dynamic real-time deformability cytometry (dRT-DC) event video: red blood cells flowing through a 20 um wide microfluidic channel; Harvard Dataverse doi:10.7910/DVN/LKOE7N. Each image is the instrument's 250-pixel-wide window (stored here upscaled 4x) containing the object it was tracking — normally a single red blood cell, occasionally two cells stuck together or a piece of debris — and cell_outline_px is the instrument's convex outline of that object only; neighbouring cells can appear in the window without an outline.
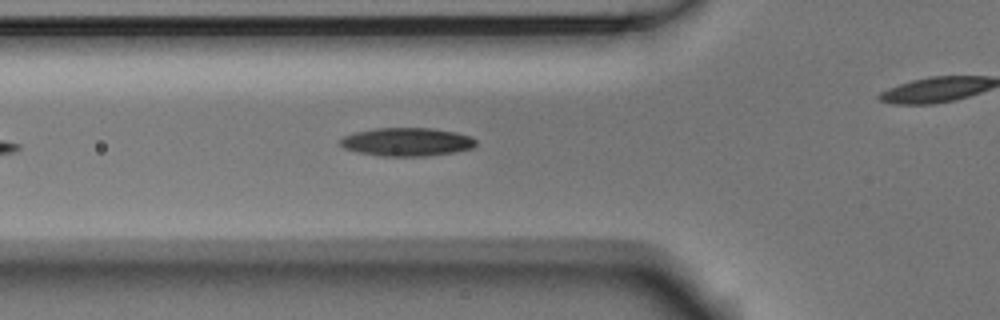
{"species": "Egyptian fruit bat (a non-hibernating species)", "species_latin": "Rousettus aegyptiacus", "temperature_condition": "room temperature", "stored_images_in_passage": 33, "camera_frame_rate_fps": 3000, "um_per_image_px": 0.085, "animal": {"sex": "male"}, "frame": {"image": 1, "passage_image": 6, "time_ms": 1.667, "image_size_px": [1000, 320], "cell_outline_px": [[476, 144], [472, 148], [452, 152], [428, 156], [380, 156], [356, 152], [344, 148], [340, 144], [340, 140], [344, 136], [356, 132], [376, 128], [432, 128], [456, 132], [472, 136], [476, 140]], "centroid_in_image_um": [34.59, 12.06], "position_along_channel_um": 91.2, "area_um2": 22.43}}
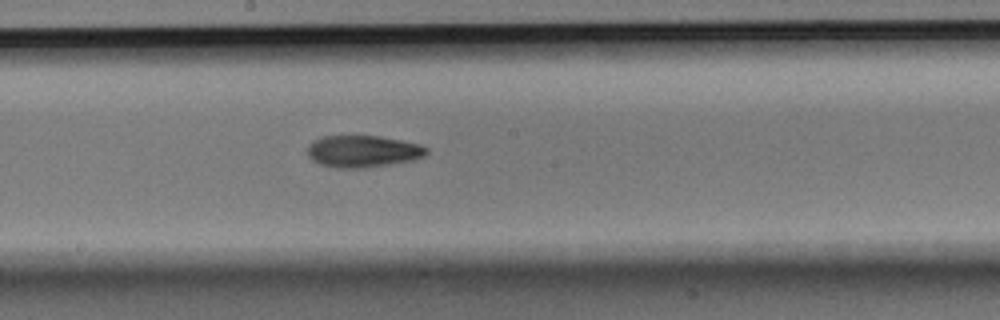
{"frame": {"image": 2, "passage_image": 16, "time_ms": 5.0, "image_size_px": [1000, 320], "cell_outline_px": [[428, 152], [424, 156], [412, 160], [364, 168], [336, 168], [320, 164], [312, 160], [308, 156], [308, 144], [312, 140], [324, 136], [380, 136], [420, 144], [428, 148]], "centroid_in_image_um": [30.82, 12.86], "position_along_channel_um": 217.4, "area_um2": 22.14}}
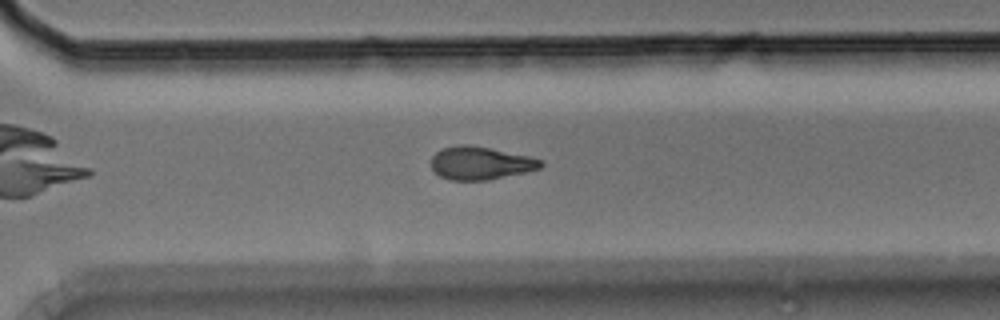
{"frame": {"image": 3, "passage_image": 25, "time_ms": 8.0, "image_size_px": [1000, 320], "cell_outline_px": [[544, 164], [540, 168], [524, 172], [488, 180], [448, 180], [440, 176], [432, 168], [432, 156], [436, 152], [444, 148], [456, 144], [468, 144], [528, 156], [544, 160]], "centroid_in_image_um": [40.83, 13.86], "position_along_channel_um": 329.8, "area_um2": 20.92}, "authors_computed_cell_mechanics": {"area_um2": 21.5594, "velocity_mm_per_s": 3.7579, "shape_relaxation_time_tau1_ms": 6.6358, "shape_relaxation_time_tau2_ms": 5.7798, "deformation_change_tau1": 0.1652, "deformation_change_tau2": 0.1436}}